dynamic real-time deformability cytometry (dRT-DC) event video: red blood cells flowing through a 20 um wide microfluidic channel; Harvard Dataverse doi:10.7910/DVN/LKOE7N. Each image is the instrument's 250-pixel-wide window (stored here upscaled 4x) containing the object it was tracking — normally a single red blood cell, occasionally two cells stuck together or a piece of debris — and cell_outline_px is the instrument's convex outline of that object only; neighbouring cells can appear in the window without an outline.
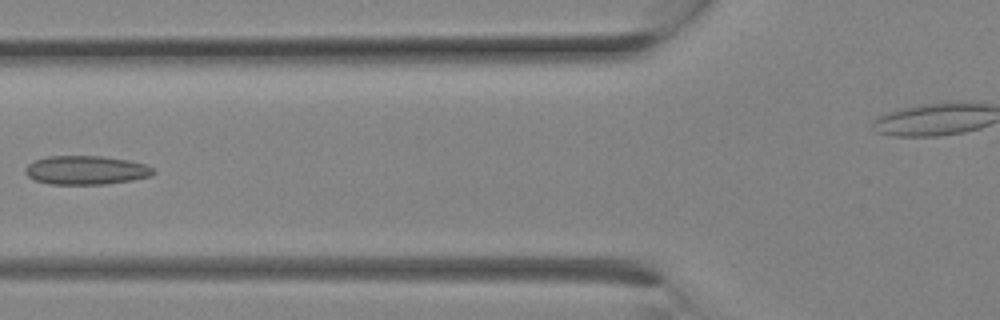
{"species": "Egyptian fruit bat (a non-hibernating species)", "species_latin": "Rousettus aegyptiacus", "temperature_condition": "room temperature", "stored_images_in_passage": 15, "camera_frame_rate_fps": 3000, "um_per_image_px": 0.085, "animal": {"sex": "female"}, "frame": {"image": 1, "passage_image": 11, "time_ms": 3.333, "image_size_px": [1000, 320], "cell_outline_px": [[156, 172], [152, 176], [132, 180], [104, 184], [48, 184], [36, 180], [28, 176], [24, 172], [24, 168], [28, 164], [36, 160], [48, 156], [100, 156], [128, 160], [148, 164]], "centroid_in_image_um": [7.33, 14.46], "position_along_channel_um": 118.5, "area_um2": 21.56}}
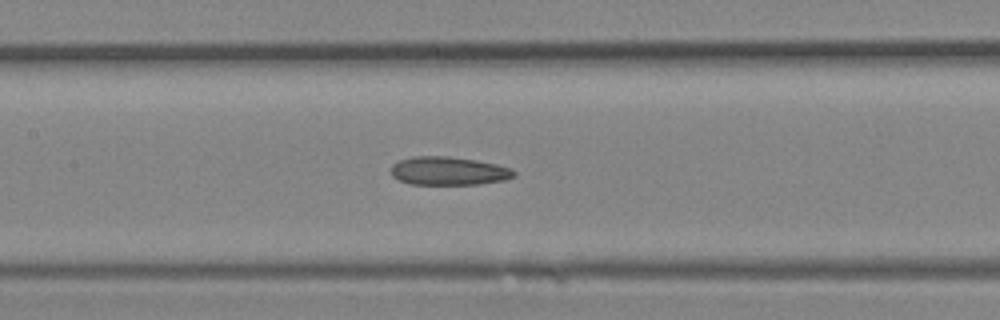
{"frame": {"image": 2, "passage_image": 13, "time_ms": 4.0, "image_size_px": [1000, 320], "cell_outline_px": [[516, 176], [504, 180], [476, 184], [408, 184], [392, 176], [392, 164], [400, 160], [416, 156], [448, 156], [476, 160], [496, 164], [512, 168], [516, 172]], "centroid_in_image_um": [38.15, 14.53], "position_along_channel_um": 169.2, "area_um2": 20.29}}
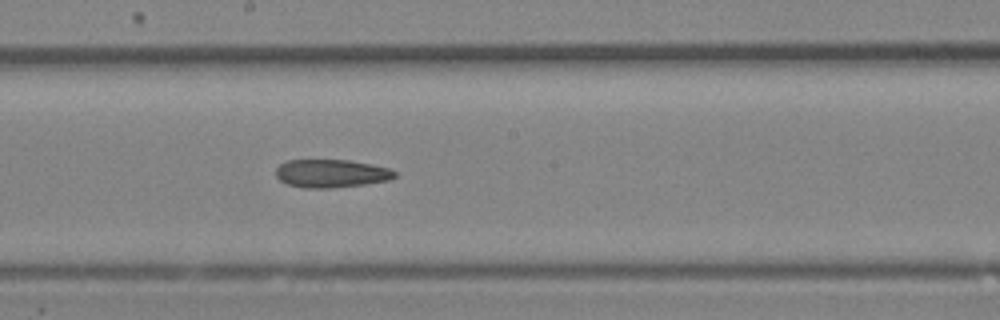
{"frame": {"image": 3, "passage_image": 15, "time_ms": 4.667, "image_size_px": [1000, 320], "cell_outline_px": [[396, 176], [388, 180], [364, 184], [328, 188], [304, 188], [288, 184], [280, 180], [276, 176], [276, 168], [280, 164], [288, 160], [348, 160], [372, 164], [392, 168], [396, 172]], "centroid_in_image_um": [28.17, 14.74], "position_along_channel_um": 220.0, "area_um2": 19.48}}